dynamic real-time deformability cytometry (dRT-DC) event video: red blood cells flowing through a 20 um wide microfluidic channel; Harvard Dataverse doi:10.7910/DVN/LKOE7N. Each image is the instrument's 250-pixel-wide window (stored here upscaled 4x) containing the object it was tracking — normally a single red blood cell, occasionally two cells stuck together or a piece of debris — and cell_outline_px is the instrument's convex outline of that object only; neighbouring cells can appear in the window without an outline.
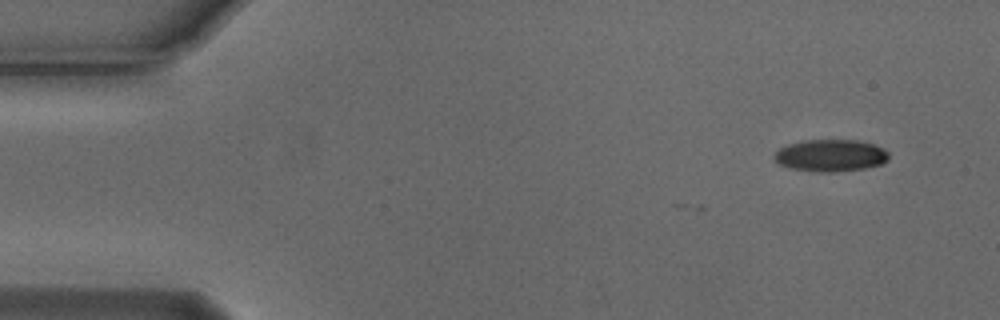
{"species": "Egyptian fruit bat (a non-hibernating species)", "species_latin": "Rousettus aegyptiacus", "temperature_condition": "cold", "stored_images_in_passage": 4, "camera_frame_rate_fps": 3000, "um_per_image_px": 0.085, "animal": {"sex": "male"}, "frame": {"image": 1, "passage_image": 1, "time_ms": 0.0, "image_size_px": [1000, 320], "cell_outline_px": [[888, 160], [880, 164], [864, 168], [836, 172], [816, 172], [792, 168], [780, 164], [772, 156], [780, 148], [788, 144], [804, 140], [856, 140], [872, 144], [884, 148], [888, 152]], "centroid_in_image_um": [70.6, 13.21], "position_along_channel_um": 14.4, "area_um2": 21.27}}
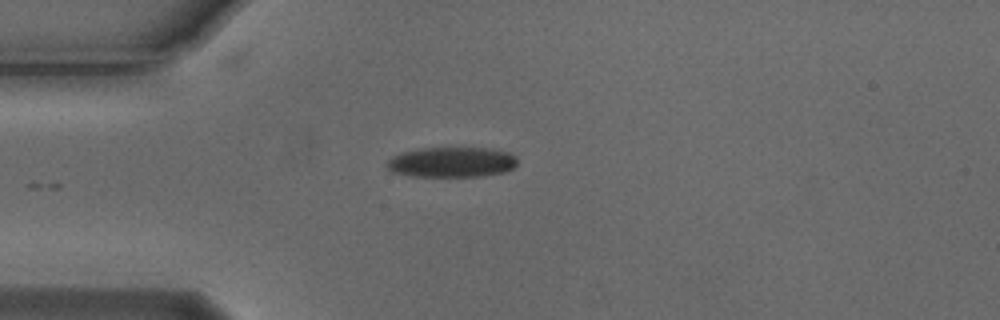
{"frame": {"image": 2, "passage_image": 4, "time_ms": 1.0, "image_size_px": [1000, 320], "cell_outline_px": [[516, 164], [512, 168], [504, 172], [484, 176], [412, 176], [392, 172], [388, 168], [388, 160], [392, 156], [400, 152], [424, 148], [492, 148], [508, 152], [516, 156]], "centroid_in_image_um": [38.4, 13.78], "position_along_channel_um": 46.6, "area_um2": 22.95}}